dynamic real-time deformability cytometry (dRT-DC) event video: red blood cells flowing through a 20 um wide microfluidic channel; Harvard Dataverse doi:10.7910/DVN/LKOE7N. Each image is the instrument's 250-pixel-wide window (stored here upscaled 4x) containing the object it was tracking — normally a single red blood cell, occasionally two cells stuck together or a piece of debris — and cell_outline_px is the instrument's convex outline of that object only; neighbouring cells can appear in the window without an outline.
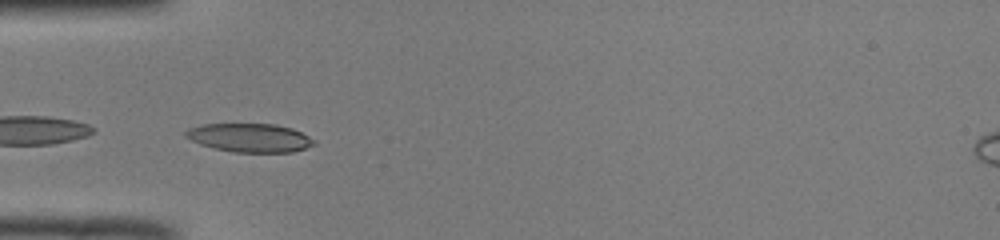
{"species": "common noctule bat (a hibernating species)", "species_latin": "Nyctalus noctula", "temperature_condition": "room temperature", "stored_images_in_passage": 30, "camera_frame_rate_fps": 3000, "um_per_image_px": 0.085, "animal": {"sex": "male", "body_mass_g": 19.0, "forearm_length_mm": 50.8}, "frame": {"image": 1, "passage_image": 5, "time_ms": 1.333, "image_size_px": [1000, 240], "cell_outline_px": [[316, 144], [292, 152], [232, 152], [200, 144], [184, 136], [184, 132], [188, 128], [204, 124], [276, 124], [292, 128], [316, 140]], "centroid_in_image_um": [21.23, 11.7], "position_along_channel_um": 63.8, "area_um2": 21.33}}
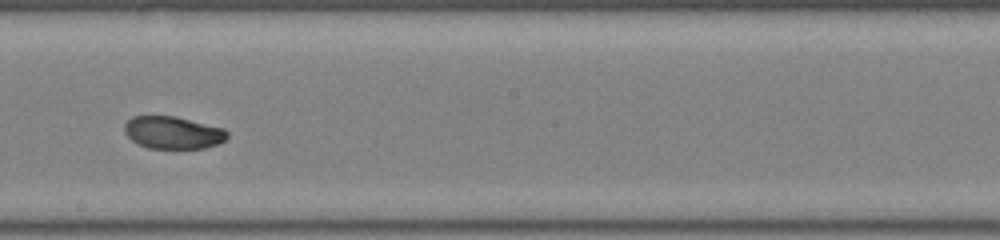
{"frame": {"image": 2, "passage_image": 18, "time_ms": 5.667, "image_size_px": [1000, 240], "cell_outline_px": [[228, 136], [224, 140], [216, 144], [204, 148], [148, 148], [132, 140], [124, 132], [124, 124], [132, 116], [176, 116], [224, 128], [228, 132]], "centroid_in_image_um": [14.7, 11.26], "position_along_channel_um": 233.5, "area_um2": 19.36}}
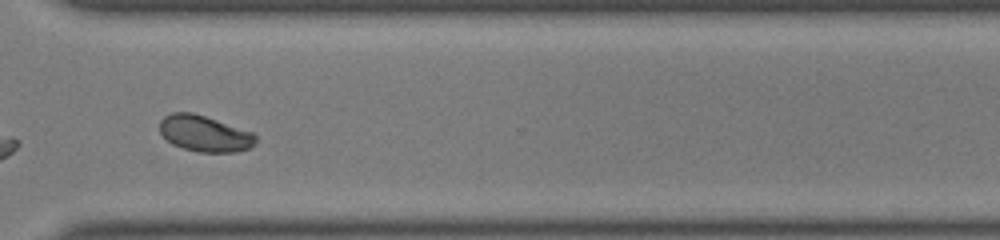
{"frame": {"image": 3, "passage_image": 27, "time_ms": 8.667, "image_size_px": [1000, 240], "cell_outline_px": [[256, 144], [248, 148], [236, 152], [200, 152], [184, 148], [172, 144], [160, 132], [160, 120], [164, 116], [172, 112], [192, 112], [252, 132], [256, 136]], "centroid_in_image_um": [17.38, 11.35], "position_along_channel_um": 353.2, "area_um2": 20.0}, "authors_computed_cell_mechanics": {"area_um2": 20.4034, "velocity_mm_per_s": 3.9637, "shape_relaxation_time_tau1_ms": 4.1845, "shape_relaxation_time_tau2_ms": 1.4011, "deformation_change_tau1": 0.1638, "deformation_change_tau2": 0.0213}}